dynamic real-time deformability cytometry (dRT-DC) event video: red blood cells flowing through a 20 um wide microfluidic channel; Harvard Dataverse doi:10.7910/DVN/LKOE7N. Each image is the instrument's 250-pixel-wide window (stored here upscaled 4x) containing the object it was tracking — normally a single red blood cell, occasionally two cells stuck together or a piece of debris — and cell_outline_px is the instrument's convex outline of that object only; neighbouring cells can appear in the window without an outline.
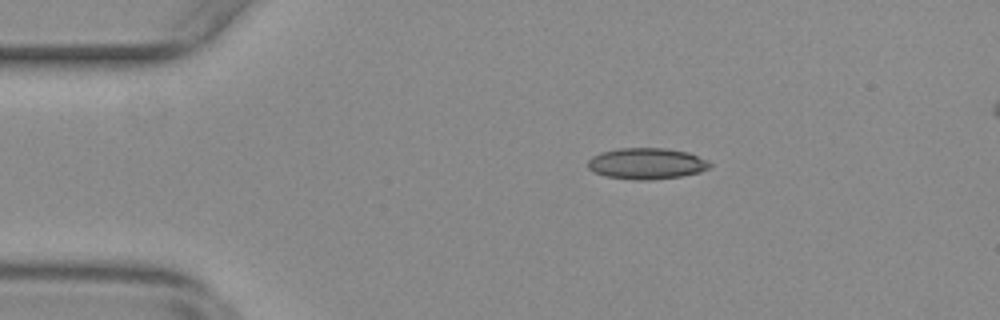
{"species": "common noctule bat (a hibernating species)", "species_latin": "Nyctalus noctula", "temperature_condition": "warm", "stored_images_in_passage": 46, "camera_frame_rate_fps": 3000, "um_per_image_px": 0.085, "animal": {"sex": "female", "body_mass_g": 29.2, "forearm_length_mm": 56.3}, "frame": {"image": 1, "passage_image": 1, "time_ms": 0.0, "image_size_px": [1000, 320], "cell_outline_px": [[712, 164], [708, 168], [700, 172], [680, 176], [648, 180], [636, 180], [604, 176], [588, 168], [588, 160], [592, 156], [600, 152], [620, 148], [664, 148], [688, 152], [708, 160]], "centroid_in_image_um": [54.96, 13.9], "position_along_channel_um": 30.0, "area_um2": 22.14}}
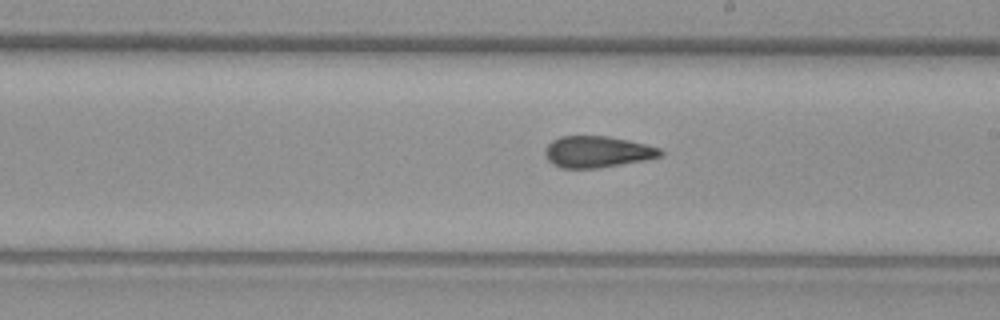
{"frame": {"image": 2, "passage_image": 22, "time_ms": 7.0, "image_size_px": [1000, 320], "cell_outline_px": [[664, 152], [660, 156], [644, 160], [600, 168], [560, 168], [552, 164], [544, 156], [544, 148], [552, 140], [560, 136], [608, 136], [628, 140], [660, 148]], "centroid_in_image_um": [50.72, 12.9], "position_along_channel_um": 238.3, "area_um2": 21.21}}
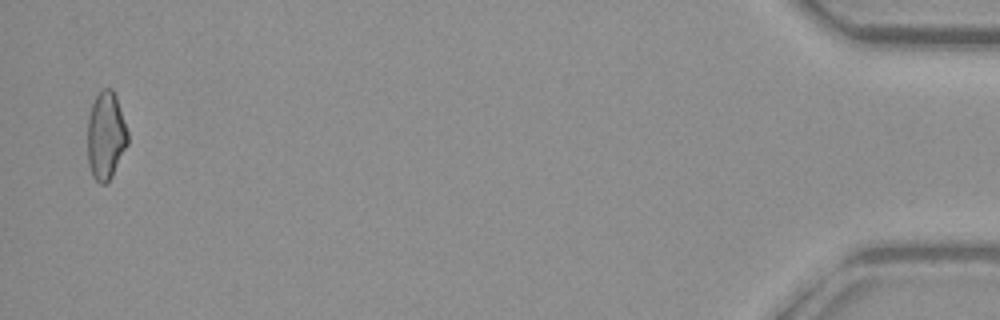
{"frame": {"image": 3, "passage_image": 45, "time_ms": 14.667, "image_size_px": [1000, 320], "cell_outline_px": [[128, 144], [112, 176], [104, 184], [100, 184], [92, 176], [88, 164], [88, 116], [92, 104], [96, 96], [104, 88], [112, 88], [116, 96], [128, 132]], "centroid_in_image_um": [8.99, 11.54], "position_along_channel_um": 426.2, "area_um2": 20.52}, "authors_computed_cell_mechanics": {"area_um2": 21.386, "velocity_mm_per_s": 3.7109, "shape_relaxation_time_tau1_ms": null, "shape_relaxation_time_tau2_ms": 2.3533, "deformation_change_tau1": null, "deformation_change_tau2": 0.1004}}